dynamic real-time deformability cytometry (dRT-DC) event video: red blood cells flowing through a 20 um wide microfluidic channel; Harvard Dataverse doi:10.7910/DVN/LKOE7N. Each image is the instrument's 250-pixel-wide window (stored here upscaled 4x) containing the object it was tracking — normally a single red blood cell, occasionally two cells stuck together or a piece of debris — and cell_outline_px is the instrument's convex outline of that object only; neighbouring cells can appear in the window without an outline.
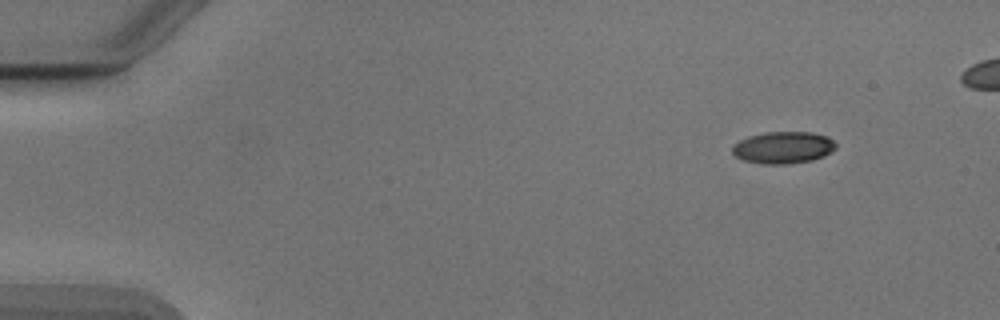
{"species": "Egyptian fruit bat (a non-hibernating species)", "species_latin": "Rousettus aegyptiacus", "temperature_condition": "cold", "stored_images_in_passage": 6, "camera_frame_rate_fps": 3000, "um_per_image_px": 0.085, "animal": {"sex": "male"}, "frame": {"image": 1, "passage_image": 1, "time_ms": 0.0, "image_size_px": [1000, 320], "cell_outline_px": [[836, 148], [824, 156], [812, 160], [788, 164], [764, 164], [744, 160], [736, 156], [732, 152], [732, 144], [748, 136], [764, 132], [812, 132], [828, 136], [836, 144]], "centroid_in_image_um": [66.57, 12.53], "position_along_channel_um": 18.4, "area_um2": 19.36}}